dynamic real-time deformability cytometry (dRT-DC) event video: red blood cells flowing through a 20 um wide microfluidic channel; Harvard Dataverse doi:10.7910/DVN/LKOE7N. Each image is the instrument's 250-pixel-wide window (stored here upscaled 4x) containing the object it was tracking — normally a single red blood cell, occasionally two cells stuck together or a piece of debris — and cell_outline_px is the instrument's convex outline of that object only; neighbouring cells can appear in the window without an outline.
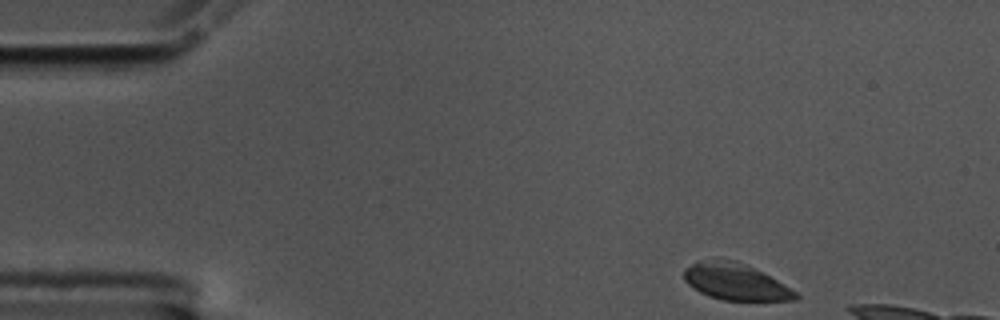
{"species": "common noctule bat (a hibernating species)", "species_latin": "Nyctalus noctula", "temperature_condition": "cold", "stored_images_in_passage": 11, "camera_frame_rate_fps": 3000, "um_per_image_px": 0.085, "animal": {"sex": "male", "body_mass_g": 17.5, "forearm_length_mm": 52.3}, "frame": {"image": 1, "passage_image": 1, "time_ms": 0.0, "image_size_px": [1000, 320], "cell_outline_px": [[800, 296], [796, 300], [724, 300], [708, 296], [692, 288], [684, 280], [684, 268], [696, 260], [712, 256], [720, 256], [736, 260], [776, 280], [796, 292]], "centroid_in_image_um": [62.4, 23.9], "position_along_channel_um": 22.6, "area_um2": 24.1}}